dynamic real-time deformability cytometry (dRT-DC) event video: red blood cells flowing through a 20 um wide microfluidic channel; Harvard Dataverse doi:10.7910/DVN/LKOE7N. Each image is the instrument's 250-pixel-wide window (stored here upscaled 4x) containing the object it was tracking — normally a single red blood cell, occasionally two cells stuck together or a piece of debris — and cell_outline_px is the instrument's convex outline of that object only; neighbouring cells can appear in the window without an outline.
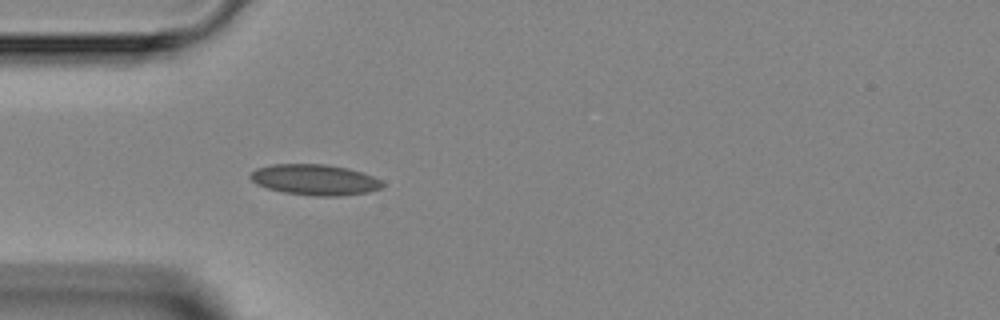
{"species": "Egyptian fruit bat (a non-hibernating species)", "species_latin": "Rousettus aegyptiacus", "temperature_condition": "room temperature", "stored_images_in_passage": 4, "camera_frame_rate_fps": 3000, "um_per_image_px": 0.085, "animal": {"sex": "female"}, "frame": {"image": 1, "passage_image": 4, "time_ms": 3.667, "image_size_px": [1000, 320], "cell_outline_px": [[384, 184], [380, 188], [368, 192], [340, 196], [316, 196], [284, 192], [268, 188], [256, 184], [248, 176], [256, 168], [272, 164], [328, 164], [348, 168], [364, 172], [380, 180]], "centroid_in_image_um": [26.76, 15.27], "position_along_channel_um": 58.2, "area_um2": 23.7}}